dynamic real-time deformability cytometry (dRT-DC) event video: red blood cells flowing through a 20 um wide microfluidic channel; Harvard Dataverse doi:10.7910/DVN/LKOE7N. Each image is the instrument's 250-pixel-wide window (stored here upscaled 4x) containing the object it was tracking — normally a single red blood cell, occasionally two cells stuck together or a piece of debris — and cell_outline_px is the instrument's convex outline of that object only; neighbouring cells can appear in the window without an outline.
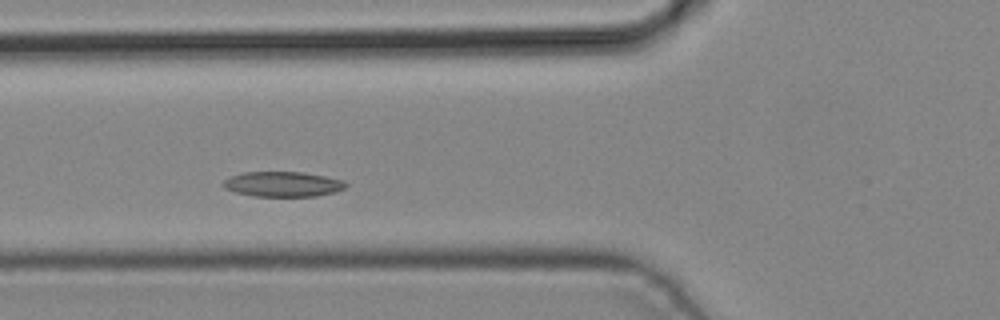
{"species": "common noctule bat (a hibernating species)", "species_latin": "Nyctalus noctula", "temperature_condition": "cold", "stored_images_in_passage": 4, "camera_frame_rate_fps": 3000, "um_per_image_px": 0.085, "animal": {"sex": "male", "body_mass_g": 19.2, "forearm_length_mm": 51.8}, "frame": {"image": 1, "passage_image": 3, "time_ms": 0.667, "image_size_px": [1000, 320], "cell_outline_px": [[348, 184], [344, 188], [336, 192], [316, 196], [252, 196], [236, 192], [224, 188], [220, 184], [224, 180], [232, 176], [244, 172], [304, 172], [344, 180]], "centroid_in_image_um": [24.04, 15.65], "position_along_channel_um": 101.8, "area_um2": 17.98}}
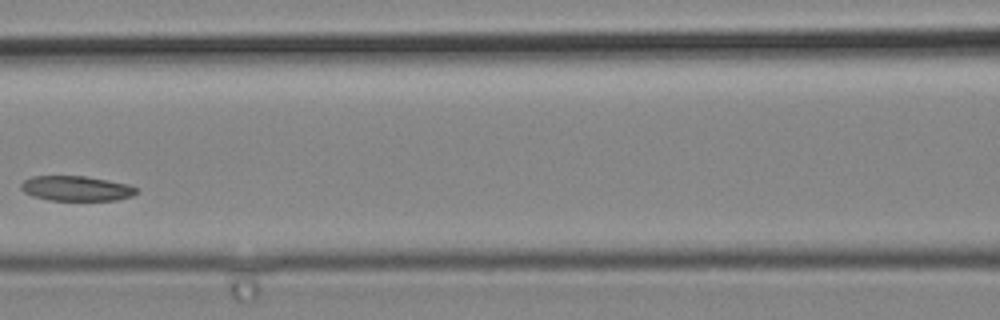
{"frame": {"image": 2, "passage_image": 4, "time_ms": 1.0, "image_size_px": [1000, 320], "cell_outline_px": [[140, 192], [132, 196], [116, 200], [48, 200], [32, 196], [24, 192], [20, 188], [20, 184], [24, 180], [32, 176], [84, 176], [108, 180], [128, 184], [140, 188]], "centroid_in_image_um": [6.51, 16.02], "position_along_channel_um": 160.1, "area_um2": 16.99}}